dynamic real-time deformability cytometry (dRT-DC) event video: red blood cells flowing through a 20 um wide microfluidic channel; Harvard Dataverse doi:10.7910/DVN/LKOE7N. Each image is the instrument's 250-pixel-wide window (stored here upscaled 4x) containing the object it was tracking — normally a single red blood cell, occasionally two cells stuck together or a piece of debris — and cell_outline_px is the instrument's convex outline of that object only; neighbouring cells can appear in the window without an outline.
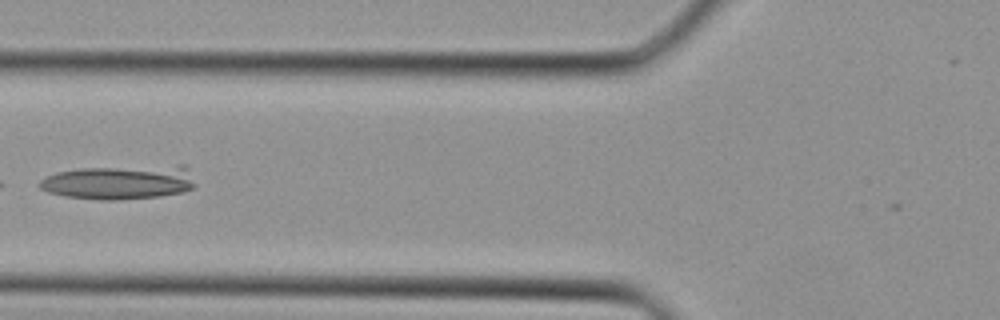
{"species": "Egyptian fruit bat (a non-hibernating species)", "species_latin": "Rousettus aegyptiacus", "temperature_condition": "cold", "stored_images_in_passage": 25, "camera_frame_rate_fps": 3000, "um_per_image_px": 0.085, "animal": {"sex": "female"}, "frame": {"image": 1, "passage_image": 8, "time_ms": 2.333, "image_size_px": [1000, 320], "cell_outline_px": [[196, 184], [192, 188], [184, 192], [160, 196], [116, 200], [100, 200], [64, 196], [48, 192], [40, 188], [40, 180], [44, 176], [56, 172], [80, 168], [180, 164], [184, 164], [188, 168]], "centroid_in_image_um": [10.18, 15.47], "position_along_channel_um": 115.6, "area_um2": 31.62}}
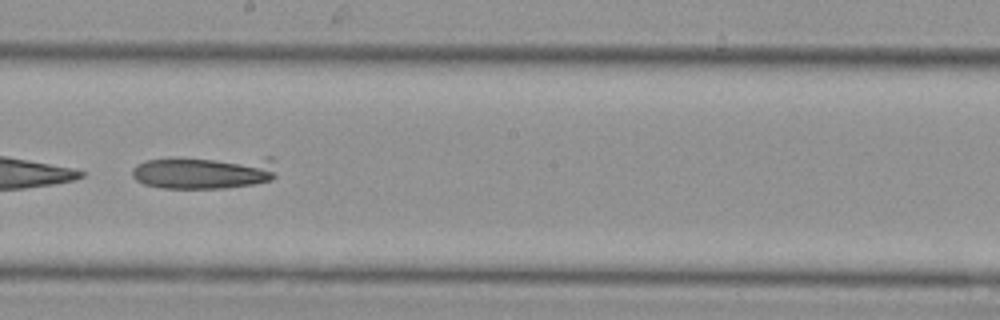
{"frame": {"image": 2, "passage_image": 14, "time_ms": 4.333, "image_size_px": [1000, 320], "cell_outline_px": [[276, 176], [272, 180], [252, 184], [224, 188], [164, 188], [144, 184], [136, 180], [132, 176], [132, 168], [136, 164], [148, 160], [264, 156], [272, 156]], "centroid_in_image_um": [17.44, 14.64], "position_along_channel_um": 230.8, "area_um2": 28.03}}